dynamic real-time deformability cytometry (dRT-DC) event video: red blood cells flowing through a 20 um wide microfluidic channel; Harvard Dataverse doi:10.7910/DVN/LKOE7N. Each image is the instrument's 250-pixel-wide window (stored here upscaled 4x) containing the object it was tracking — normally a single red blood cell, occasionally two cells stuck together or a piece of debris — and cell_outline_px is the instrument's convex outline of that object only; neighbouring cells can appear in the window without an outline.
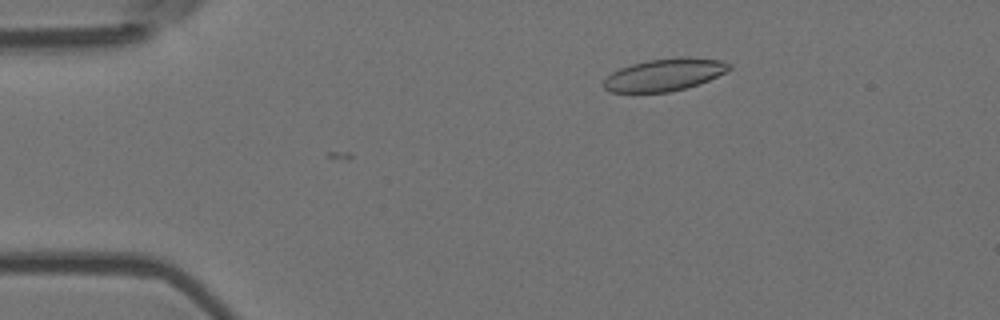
{"species": "Egyptian fruit bat (a non-hibernating species)", "species_latin": "Rousettus aegyptiacus", "temperature_condition": "room temperature", "stored_images_in_passage": 2, "camera_frame_rate_fps": 3000, "um_per_image_px": 0.085, "animal": {"sex": "female"}, "frame": {"image": 1, "passage_image": 2, "time_ms": 0.333, "image_size_px": [1000, 320], "cell_outline_px": [[732, 68], [708, 80], [684, 88], [668, 92], [608, 92], [604, 88], [604, 80], [612, 72], [620, 68], [632, 64], [648, 60], [680, 56], [684, 56], [720, 60], [732, 64]], "centroid_in_image_um": [56.47, 6.34], "position_along_channel_um": 28.5, "area_um2": 23.47}}